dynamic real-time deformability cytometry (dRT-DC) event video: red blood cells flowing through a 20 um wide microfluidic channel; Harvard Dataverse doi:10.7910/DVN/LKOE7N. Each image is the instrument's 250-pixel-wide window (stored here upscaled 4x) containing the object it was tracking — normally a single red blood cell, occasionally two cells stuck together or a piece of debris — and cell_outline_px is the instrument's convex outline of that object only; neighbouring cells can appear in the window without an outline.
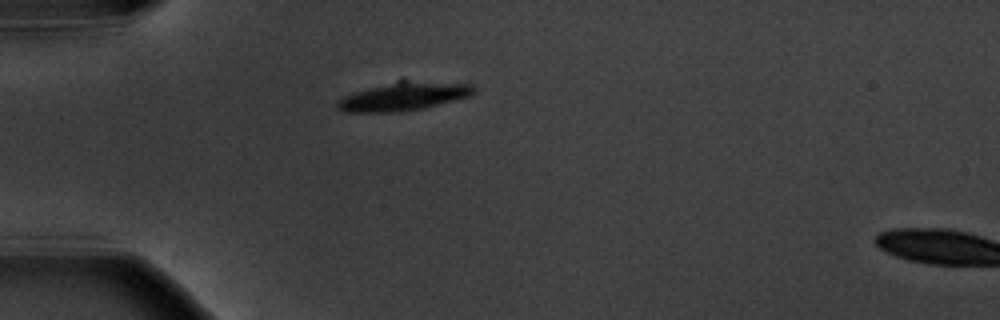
{"species": "common noctule bat (a hibernating species)", "species_latin": "Nyctalus noctula", "temperature_condition": "warm", "stored_images_in_passage": 2, "segment_of_instrument_passage": [1, 2], "camera_frame_rate_fps": 3000, "um_per_image_px": 0.085, "animal": {"sex": "male", "body_mass_g": 20.1, "forearm_length_mm": 53.5}, "frame": {"image": 1, "passage_image": 1, "time_ms": 0.0, "image_size_px": [1000, 320], "cell_outline_px": [[476, 88], [468, 96], [424, 108], [400, 112], [344, 112], [336, 108], [336, 100], [352, 92], [396, 80], [404, 80], [472, 84]], "centroid_in_image_um": [34.22, 8.19], "position_along_channel_um": 50.8, "area_um2": 22.66}}